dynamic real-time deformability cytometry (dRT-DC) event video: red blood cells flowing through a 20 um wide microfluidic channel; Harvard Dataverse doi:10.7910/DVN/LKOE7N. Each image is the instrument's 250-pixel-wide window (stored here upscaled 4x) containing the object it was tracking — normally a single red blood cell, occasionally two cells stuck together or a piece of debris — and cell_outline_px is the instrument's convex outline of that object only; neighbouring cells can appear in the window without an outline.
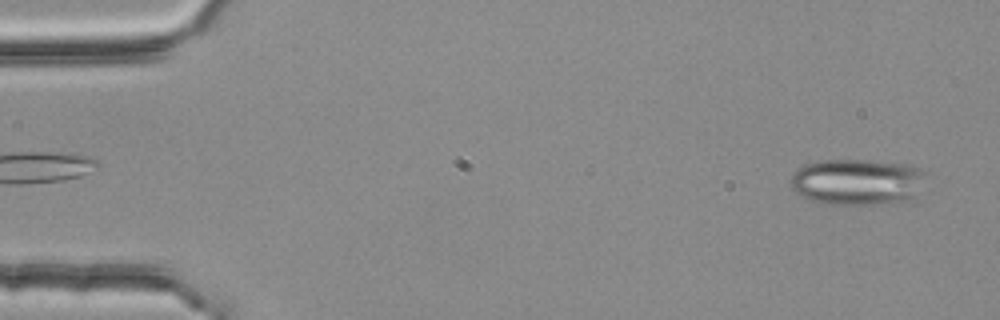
{"species": "common noctule bat (a hibernating species)", "species_latin": "Nyctalus noctula", "temperature_condition": "room temperature", "stored_images_in_passage": 53, "segment_of_instrument_passage": [1, 2], "camera_frame_rate_fps": 3000, "um_per_image_px": 0.085, "animal": {"sex": "female", "body_mass_g": 25.1}, "frame": {"image": 1, "passage_image": 2, "time_ms": 0.333, "image_size_px": [1000, 320], "cell_outline_px": [[924, 172], [916, 200], [912, 204], [820, 204], [800, 196], [792, 188], [792, 172], [808, 164], [824, 160], [868, 160], [904, 164], [920, 168]], "centroid_in_image_um": [72.92, 15.5], "position_along_channel_um": 12.1, "area_um2": 36.93}}